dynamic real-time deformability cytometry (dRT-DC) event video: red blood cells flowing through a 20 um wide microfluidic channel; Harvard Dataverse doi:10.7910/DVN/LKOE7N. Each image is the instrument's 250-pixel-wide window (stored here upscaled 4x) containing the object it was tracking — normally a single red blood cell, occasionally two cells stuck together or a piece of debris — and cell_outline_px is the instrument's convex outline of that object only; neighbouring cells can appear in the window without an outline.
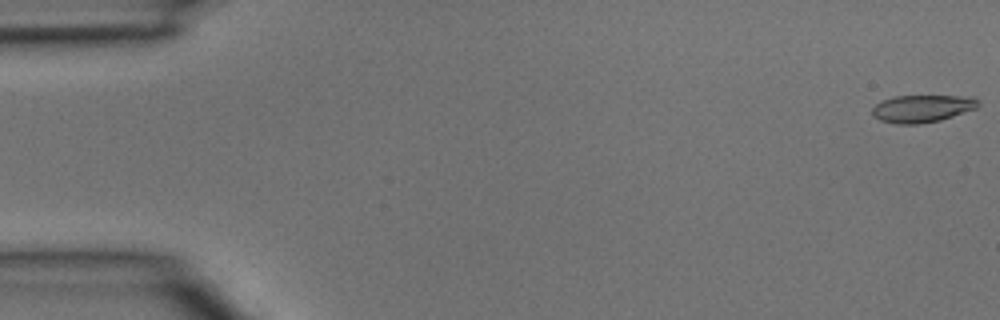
{"species": "common noctule bat (a hibernating species)", "species_latin": "Nyctalus noctula", "temperature_condition": "room temperature", "stored_images_in_passage": 4, "camera_frame_rate_fps": 3000, "um_per_image_px": 0.085, "animal": {"sex": "male", "body_mass_g": 15.6}, "frame": {"image": 1, "passage_image": 1, "time_ms": 0.0, "image_size_px": [1000, 320], "cell_outline_px": [[980, 104], [976, 108], [940, 120], [920, 124], [896, 124], [880, 120], [872, 116], [872, 108], [876, 104], [892, 96], [972, 96], [980, 100]], "centroid_in_image_um": [78.38, 9.22], "position_along_channel_um": 6.6, "area_um2": 16.99}}
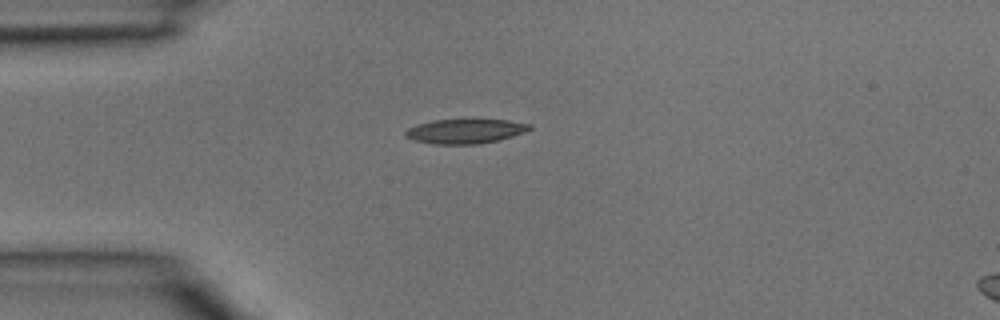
{"frame": {"image": 2, "passage_image": 3, "time_ms": 0.667, "image_size_px": [1000, 320], "cell_outline_px": [[532, 128], [524, 132], [500, 140], [476, 144], [432, 144], [412, 140], [404, 136], [404, 132], [408, 128], [416, 124], [432, 120], [468, 116], [476, 116], [508, 120], [532, 124]], "centroid_in_image_um": [39.54, 11.09], "position_along_channel_um": 45.5, "area_um2": 19.02}}
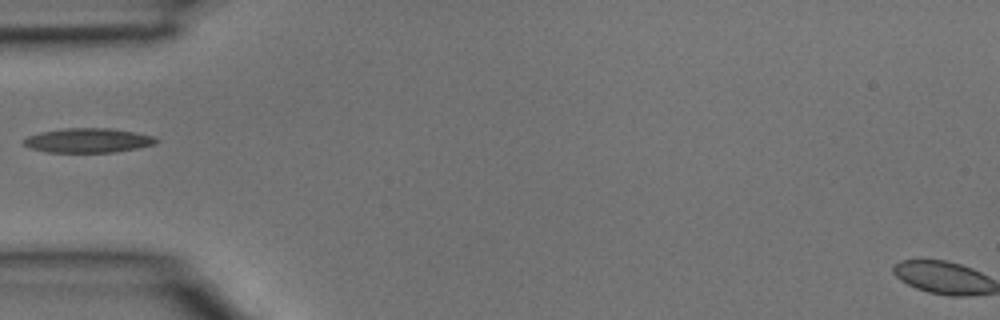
{"frame": {"image": 3, "passage_image": 4, "time_ms": 1.0, "image_size_px": [1000, 320], "cell_outline_px": [[160, 140], [156, 144], [116, 152], [48, 152], [32, 148], [24, 144], [20, 140], [28, 136], [40, 132], [64, 128], [108, 128], [136, 132], [156, 136]], "centroid_in_image_um": [7.52, 11.93], "position_along_channel_um": 77.5, "area_um2": 18.96}}